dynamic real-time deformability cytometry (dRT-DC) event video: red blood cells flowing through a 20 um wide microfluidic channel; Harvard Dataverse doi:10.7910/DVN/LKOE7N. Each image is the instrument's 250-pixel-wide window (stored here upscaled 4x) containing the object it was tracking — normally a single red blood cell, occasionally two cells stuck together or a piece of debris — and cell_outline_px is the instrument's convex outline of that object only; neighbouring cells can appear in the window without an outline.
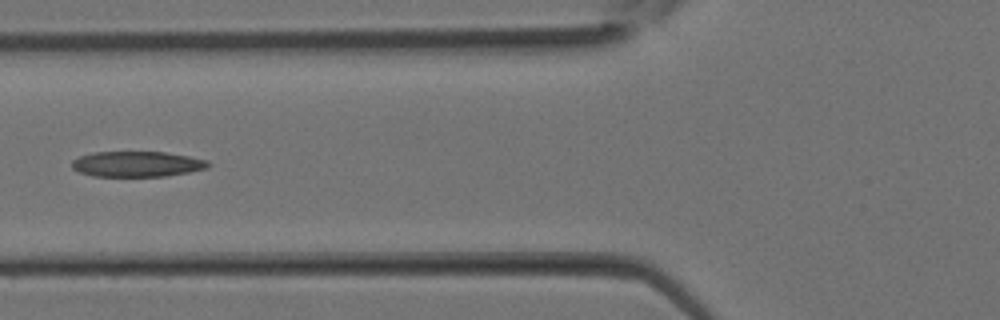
{"species": "Egyptian fruit bat (a non-hibernating species)", "species_latin": "Rousettus aegyptiacus", "temperature_condition": "room temperature", "stored_images_in_passage": 17, "camera_frame_rate_fps": 3000, "um_per_image_px": 0.085, "animal": {"sex": "female"}, "frame": {"image": 1, "passage_image": 12, "time_ms": 3.667, "image_size_px": [1000, 320], "cell_outline_px": [[212, 164], [208, 168], [188, 172], [164, 176], [92, 176], [80, 172], [72, 168], [72, 160], [80, 156], [92, 152], [164, 152], [188, 156], [208, 160]], "centroid_in_image_um": [11.66, 13.94], "position_along_channel_um": 114.1, "area_um2": 20.23}}
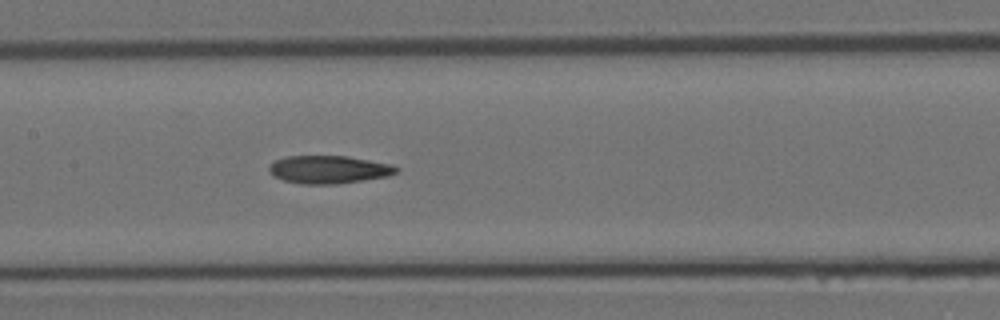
{"frame": {"image": 2, "passage_image": 15, "time_ms": 4.667, "image_size_px": [1000, 320], "cell_outline_px": [[400, 168], [396, 172], [388, 176], [336, 184], [304, 184], [284, 180], [272, 176], [268, 172], [268, 168], [276, 160], [288, 156], [348, 156], [392, 164]], "centroid_in_image_um": [27.95, 14.41], "position_along_channel_um": 179.5, "area_um2": 20.63}}
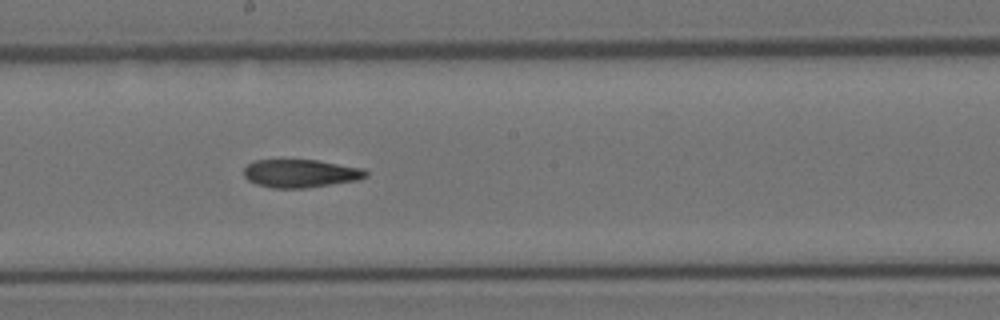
{"frame": {"image": 3, "passage_image": 17, "time_ms": 5.333, "image_size_px": [1000, 320], "cell_outline_px": [[368, 176], [360, 180], [304, 188], [272, 188], [256, 184], [248, 180], [244, 176], [244, 168], [252, 160], [316, 160], [364, 168], [368, 172]], "centroid_in_image_um": [25.56, 14.74], "position_along_channel_um": 222.6, "area_um2": 20.11}}